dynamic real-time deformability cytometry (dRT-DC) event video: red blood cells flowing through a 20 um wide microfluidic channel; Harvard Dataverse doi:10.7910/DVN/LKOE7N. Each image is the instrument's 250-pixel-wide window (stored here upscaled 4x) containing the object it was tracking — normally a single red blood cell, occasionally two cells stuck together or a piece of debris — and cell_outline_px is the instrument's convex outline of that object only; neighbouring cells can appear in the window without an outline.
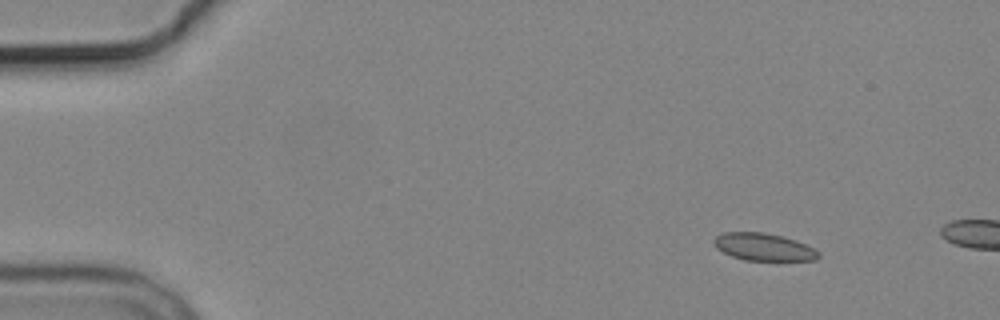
{"species": "common noctule bat (a hibernating species)", "species_latin": "Nyctalus noctula", "temperature_condition": "cold", "stored_images_in_passage": 3, "camera_frame_rate_fps": 3000, "um_per_image_px": 0.085, "animal": {"sex": "male", "body_mass_g": 19.2, "forearm_length_mm": 51.8}, "frame": {"image": 1, "passage_image": 1, "time_ms": 0.0, "image_size_px": [1000, 320], "cell_outline_px": [[820, 256], [816, 260], [744, 260], [732, 256], [716, 248], [712, 240], [716, 236], [724, 232], [764, 232], [796, 240], [820, 252]], "centroid_in_image_um": [64.89, 20.99], "position_along_channel_um": 20.1, "area_um2": 16.59}}